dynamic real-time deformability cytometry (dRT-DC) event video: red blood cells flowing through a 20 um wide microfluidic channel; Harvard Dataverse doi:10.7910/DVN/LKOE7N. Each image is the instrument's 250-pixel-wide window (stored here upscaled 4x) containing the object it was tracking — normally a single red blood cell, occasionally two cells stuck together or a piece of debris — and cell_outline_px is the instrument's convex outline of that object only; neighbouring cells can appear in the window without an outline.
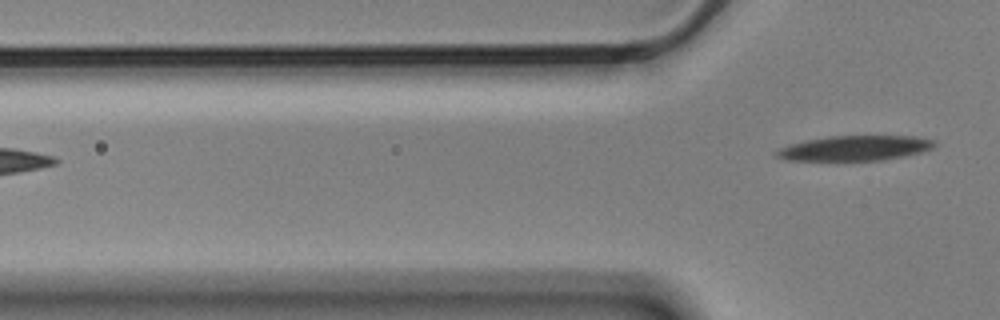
{"species": "Egyptian fruit bat (a non-hibernating species)", "species_latin": "Rousettus aegyptiacus", "temperature_condition": "cold", "stored_images_in_passage": 7, "camera_frame_rate_fps": 3000, "um_per_image_px": 0.085, "animal": {"sex": "male"}, "frame": {"image": 1, "passage_image": 7, "time_ms": 2.0, "image_size_px": [1000, 320], "cell_outline_px": [[936, 144], [932, 148], [924, 152], [884, 160], [836, 164], [788, 160], [776, 156], [772, 152], [780, 148], [792, 144], [808, 140], [832, 136], [916, 136], [932, 140]], "centroid_in_image_um": [72.6, 12.66], "position_along_channel_um": 53.2, "area_um2": 24.22}}